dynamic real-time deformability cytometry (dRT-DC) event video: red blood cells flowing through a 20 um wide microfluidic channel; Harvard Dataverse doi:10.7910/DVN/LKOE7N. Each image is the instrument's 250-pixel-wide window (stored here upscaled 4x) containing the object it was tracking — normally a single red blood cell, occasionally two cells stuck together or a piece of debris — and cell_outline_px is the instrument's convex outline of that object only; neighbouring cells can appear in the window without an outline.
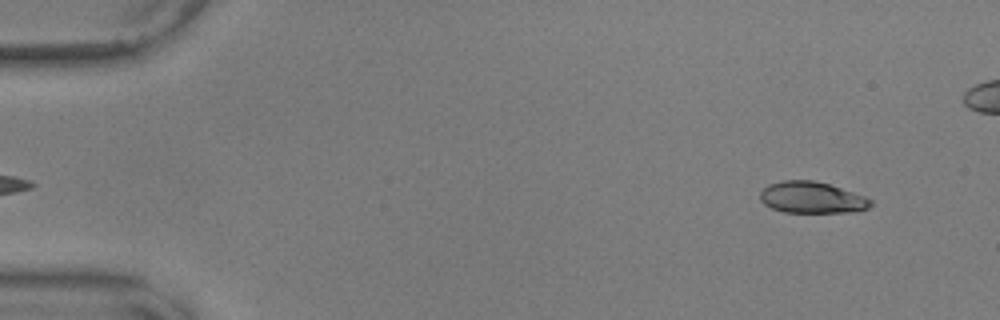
{"species": "common noctule bat (a hibernating species)", "species_latin": "Nyctalus noctula", "temperature_condition": "warm", "stored_images_in_passage": 51, "camera_frame_rate_fps": 3000, "um_per_image_px": 0.085, "animal": {"sex": "male", "body_mass_g": 17.9, "forearm_length_mm": 54.2}, "frame": {"image": 1, "passage_image": 4, "time_ms": 1.0, "image_size_px": [1000, 320], "cell_outline_px": [[872, 204], [868, 208], [856, 212], [784, 212], [772, 208], [764, 204], [760, 200], [760, 192], [768, 184], [780, 180], [812, 180], [828, 184], [864, 196], [872, 200]], "centroid_in_image_um": [68.98, 16.79], "position_along_channel_um": 16.0, "area_um2": 20.23}}
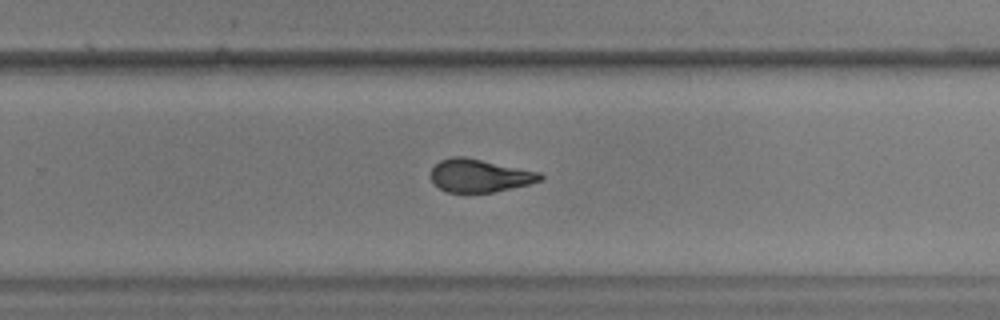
{"frame": {"image": 2, "passage_image": 36, "time_ms": 11.667, "image_size_px": [1000, 320], "cell_outline_px": [[544, 180], [528, 184], [492, 192], [448, 192], [432, 184], [432, 168], [440, 160], [452, 156], [464, 156], [540, 172], [544, 176]], "centroid_in_image_um": [40.77, 14.92], "position_along_channel_um": 289.0, "area_um2": 20.92}}
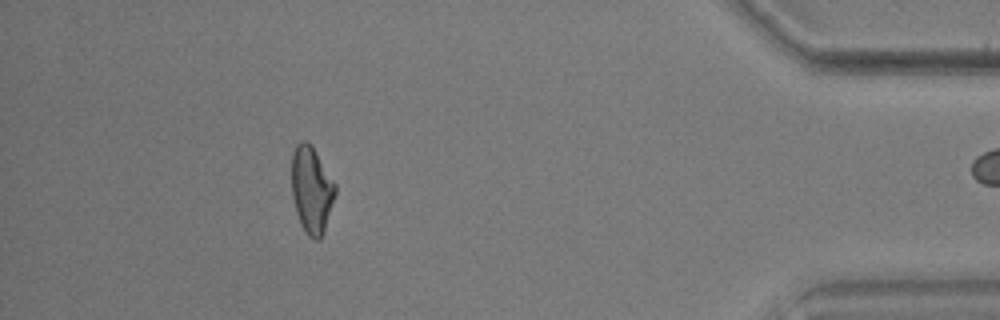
{"frame": {"image": 3, "passage_image": 50, "time_ms": 16.333, "image_size_px": [1000, 320], "cell_outline_px": [[336, 192], [324, 232], [320, 240], [316, 240], [308, 236], [304, 232], [300, 224], [296, 212], [292, 196], [292, 152], [296, 144], [300, 140], [308, 140], [312, 144], [336, 184]], "centroid_in_image_um": [26.48, 16.11], "position_along_channel_um": 408.7, "area_um2": 22.43}}